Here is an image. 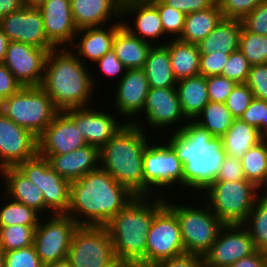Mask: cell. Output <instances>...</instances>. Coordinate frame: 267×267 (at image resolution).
<instances>
[{
  "instance_id": "cell-1",
  "label": "cell",
  "mask_w": 267,
  "mask_h": 267,
  "mask_svg": "<svg viewBox=\"0 0 267 267\" xmlns=\"http://www.w3.org/2000/svg\"><path fill=\"white\" fill-rule=\"evenodd\" d=\"M183 124L172 131L167 142L183 163V187L202 192L220 172L226 155L223 141L193 120Z\"/></svg>"
},
{
  "instance_id": "cell-2",
  "label": "cell",
  "mask_w": 267,
  "mask_h": 267,
  "mask_svg": "<svg viewBox=\"0 0 267 267\" xmlns=\"http://www.w3.org/2000/svg\"><path fill=\"white\" fill-rule=\"evenodd\" d=\"M135 197L99 167L71 182L66 215L78 225L105 226Z\"/></svg>"
},
{
  "instance_id": "cell-3",
  "label": "cell",
  "mask_w": 267,
  "mask_h": 267,
  "mask_svg": "<svg viewBox=\"0 0 267 267\" xmlns=\"http://www.w3.org/2000/svg\"><path fill=\"white\" fill-rule=\"evenodd\" d=\"M155 196H136L105 225L122 266L146 267L147 234L165 204L164 195Z\"/></svg>"
},
{
  "instance_id": "cell-4",
  "label": "cell",
  "mask_w": 267,
  "mask_h": 267,
  "mask_svg": "<svg viewBox=\"0 0 267 267\" xmlns=\"http://www.w3.org/2000/svg\"><path fill=\"white\" fill-rule=\"evenodd\" d=\"M87 67L70 47L48 52L40 87L59 111L90 106L95 80Z\"/></svg>"
},
{
  "instance_id": "cell-5",
  "label": "cell",
  "mask_w": 267,
  "mask_h": 267,
  "mask_svg": "<svg viewBox=\"0 0 267 267\" xmlns=\"http://www.w3.org/2000/svg\"><path fill=\"white\" fill-rule=\"evenodd\" d=\"M139 122L127 121L99 150L100 168L135 196H143L144 150L150 143Z\"/></svg>"
},
{
  "instance_id": "cell-6",
  "label": "cell",
  "mask_w": 267,
  "mask_h": 267,
  "mask_svg": "<svg viewBox=\"0 0 267 267\" xmlns=\"http://www.w3.org/2000/svg\"><path fill=\"white\" fill-rule=\"evenodd\" d=\"M1 111L14 123L39 137L59 110L40 86H22L4 99Z\"/></svg>"
},
{
  "instance_id": "cell-7",
  "label": "cell",
  "mask_w": 267,
  "mask_h": 267,
  "mask_svg": "<svg viewBox=\"0 0 267 267\" xmlns=\"http://www.w3.org/2000/svg\"><path fill=\"white\" fill-rule=\"evenodd\" d=\"M260 190L247 180L214 181L205 193L207 205L224 224H242L249 216Z\"/></svg>"
},
{
  "instance_id": "cell-8",
  "label": "cell",
  "mask_w": 267,
  "mask_h": 267,
  "mask_svg": "<svg viewBox=\"0 0 267 267\" xmlns=\"http://www.w3.org/2000/svg\"><path fill=\"white\" fill-rule=\"evenodd\" d=\"M165 199V204L176 214L180 225L185 253L203 256L210 250L224 223L206 204L202 207L179 205ZM198 207V208H197Z\"/></svg>"
},
{
  "instance_id": "cell-9",
  "label": "cell",
  "mask_w": 267,
  "mask_h": 267,
  "mask_svg": "<svg viewBox=\"0 0 267 267\" xmlns=\"http://www.w3.org/2000/svg\"><path fill=\"white\" fill-rule=\"evenodd\" d=\"M67 260L72 267H121L106 226L78 225Z\"/></svg>"
},
{
  "instance_id": "cell-10",
  "label": "cell",
  "mask_w": 267,
  "mask_h": 267,
  "mask_svg": "<svg viewBox=\"0 0 267 267\" xmlns=\"http://www.w3.org/2000/svg\"><path fill=\"white\" fill-rule=\"evenodd\" d=\"M151 142L150 139L144 150L143 196H154V193L157 196V188H172L176 183L183 188V163L174 149L167 141L160 144Z\"/></svg>"
},
{
  "instance_id": "cell-11",
  "label": "cell",
  "mask_w": 267,
  "mask_h": 267,
  "mask_svg": "<svg viewBox=\"0 0 267 267\" xmlns=\"http://www.w3.org/2000/svg\"><path fill=\"white\" fill-rule=\"evenodd\" d=\"M17 168L42 192L47 214H66L70 204L71 182L58 175L47 158L37 154Z\"/></svg>"
},
{
  "instance_id": "cell-12",
  "label": "cell",
  "mask_w": 267,
  "mask_h": 267,
  "mask_svg": "<svg viewBox=\"0 0 267 267\" xmlns=\"http://www.w3.org/2000/svg\"><path fill=\"white\" fill-rule=\"evenodd\" d=\"M185 254L176 214L164 204L154 215L147 234L146 267Z\"/></svg>"
},
{
  "instance_id": "cell-13",
  "label": "cell",
  "mask_w": 267,
  "mask_h": 267,
  "mask_svg": "<svg viewBox=\"0 0 267 267\" xmlns=\"http://www.w3.org/2000/svg\"><path fill=\"white\" fill-rule=\"evenodd\" d=\"M48 216L47 220H39L33 242L44 266L67 259L73 233L78 227V224L66 214Z\"/></svg>"
},
{
  "instance_id": "cell-14",
  "label": "cell",
  "mask_w": 267,
  "mask_h": 267,
  "mask_svg": "<svg viewBox=\"0 0 267 267\" xmlns=\"http://www.w3.org/2000/svg\"><path fill=\"white\" fill-rule=\"evenodd\" d=\"M257 250L242 224H224L210 250L204 255V267H229Z\"/></svg>"
},
{
  "instance_id": "cell-15",
  "label": "cell",
  "mask_w": 267,
  "mask_h": 267,
  "mask_svg": "<svg viewBox=\"0 0 267 267\" xmlns=\"http://www.w3.org/2000/svg\"><path fill=\"white\" fill-rule=\"evenodd\" d=\"M38 154V137L0 110V170L17 167Z\"/></svg>"
},
{
  "instance_id": "cell-16",
  "label": "cell",
  "mask_w": 267,
  "mask_h": 267,
  "mask_svg": "<svg viewBox=\"0 0 267 267\" xmlns=\"http://www.w3.org/2000/svg\"><path fill=\"white\" fill-rule=\"evenodd\" d=\"M50 50L9 41L3 64L22 86H40Z\"/></svg>"
},
{
  "instance_id": "cell-17",
  "label": "cell",
  "mask_w": 267,
  "mask_h": 267,
  "mask_svg": "<svg viewBox=\"0 0 267 267\" xmlns=\"http://www.w3.org/2000/svg\"><path fill=\"white\" fill-rule=\"evenodd\" d=\"M86 145L75 121L65 111H59L38 137V154L48 159L51 155L68 154Z\"/></svg>"
},
{
  "instance_id": "cell-18",
  "label": "cell",
  "mask_w": 267,
  "mask_h": 267,
  "mask_svg": "<svg viewBox=\"0 0 267 267\" xmlns=\"http://www.w3.org/2000/svg\"><path fill=\"white\" fill-rule=\"evenodd\" d=\"M0 26L9 41L30 44L37 48L55 49L48 41L43 18L37 7L23 6L0 19Z\"/></svg>"
},
{
  "instance_id": "cell-19",
  "label": "cell",
  "mask_w": 267,
  "mask_h": 267,
  "mask_svg": "<svg viewBox=\"0 0 267 267\" xmlns=\"http://www.w3.org/2000/svg\"><path fill=\"white\" fill-rule=\"evenodd\" d=\"M76 123L88 145L97 147L99 150L117 133L126 123L121 124L116 116L105 111L80 107L65 111ZM114 116V117H113Z\"/></svg>"
},
{
  "instance_id": "cell-20",
  "label": "cell",
  "mask_w": 267,
  "mask_h": 267,
  "mask_svg": "<svg viewBox=\"0 0 267 267\" xmlns=\"http://www.w3.org/2000/svg\"><path fill=\"white\" fill-rule=\"evenodd\" d=\"M37 8L42 14L48 41L55 48L72 45L78 29L73 19L70 0H46Z\"/></svg>"
},
{
  "instance_id": "cell-21",
  "label": "cell",
  "mask_w": 267,
  "mask_h": 267,
  "mask_svg": "<svg viewBox=\"0 0 267 267\" xmlns=\"http://www.w3.org/2000/svg\"><path fill=\"white\" fill-rule=\"evenodd\" d=\"M141 113H144L149 127L158 128L159 131L171 124H181L183 120L186 124L188 120L182 112L176 88L150 87Z\"/></svg>"
},
{
  "instance_id": "cell-22",
  "label": "cell",
  "mask_w": 267,
  "mask_h": 267,
  "mask_svg": "<svg viewBox=\"0 0 267 267\" xmlns=\"http://www.w3.org/2000/svg\"><path fill=\"white\" fill-rule=\"evenodd\" d=\"M149 84L143 69H127L125 75L117 82L115 90V107L120 116L134 118L144 109L149 92ZM128 116V117H127Z\"/></svg>"
},
{
  "instance_id": "cell-23",
  "label": "cell",
  "mask_w": 267,
  "mask_h": 267,
  "mask_svg": "<svg viewBox=\"0 0 267 267\" xmlns=\"http://www.w3.org/2000/svg\"><path fill=\"white\" fill-rule=\"evenodd\" d=\"M132 14L136 19L134 25L122 22L132 35L150 44H154L152 40L165 36L159 11L150 0H122V17Z\"/></svg>"
},
{
  "instance_id": "cell-24",
  "label": "cell",
  "mask_w": 267,
  "mask_h": 267,
  "mask_svg": "<svg viewBox=\"0 0 267 267\" xmlns=\"http://www.w3.org/2000/svg\"><path fill=\"white\" fill-rule=\"evenodd\" d=\"M77 29L107 26L122 16V0H70ZM113 20V21H112Z\"/></svg>"
},
{
  "instance_id": "cell-25",
  "label": "cell",
  "mask_w": 267,
  "mask_h": 267,
  "mask_svg": "<svg viewBox=\"0 0 267 267\" xmlns=\"http://www.w3.org/2000/svg\"><path fill=\"white\" fill-rule=\"evenodd\" d=\"M48 161L58 175L72 182L100 167L99 149L86 145L68 154L51 155Z\"/></svg>"
},
{
  "instance_id": "cell-26",
  "label": "cell",
  "mask_w": 267,
  "mask_h": 267,
  "mask_svg": "<svg viewBox=\"0 0 267 267\" xmlns=\"http://www.w3.org/2000/svg\"><path fill=\"white\" fill-rule=\"evenodd\" d=\"M123 26L122 21H116L108 28L103 26L87 27L77 31L72 46H76L75 53L78 58L85 64L86 59L96 63L110 49L113 48V42L116 32ZM81 36V37H80ZM77 38V39H76ZM78 38L80 42L77 41ZM76 40V42H75ZM83 58V59H82Z\"/></svg>"
},
{
  "instance_id": "cell-27",
  "label": "cell",
  "mask_w": 267,
  "mask_h": 267,
  "mask_svg": "<svg viewBox=\"0 0 267 267\" xmlns=\"http://www.w3.org/2000/svg\"><path fill=\"white\" fill-rule=\"evenodd\" d=\"M4 177L3 184L9 199L33 208L40 215L45 212L43 192L31 182L17 167H7L0 170ZM43 212V214H42Z\"/></svg>"
},
{
  "instance_id": "cell-28",
  "label": "cell",
  "mask_w": 267,
  "mask_h": 267,
  "mask_svg": "<svg viewBox=\"0 0 267 267\" xmlns=\"http://www.w3.org/2000/svg\"><path fill=\"white\" fill-rule=\"evenodd\" d=\"M242 26L239 19L222 18L213 31L198 43L200 54H230L238 50Z\"/></svg>"
},
{
  "instance_id": "cell-29",
  "label": "cell",
  "mask_w": 267,
  "mask_h": 267,
  "mask_svg": "<svg viewBox=\"0 0 267 267\" xmlns=\"http://www.w3.org/2000/svg\"><path fill=\"white\" fill-rule=\"evenodd\" d=\"M164 45L169 52L174 77L178 80L200 74V51L198 44L179 39H168Z\"/></svg>"
},
{
  "instance_id": "cell-30",
  "label": "cell",
  "mask_w": 267,
  "mask_h": 267,
  "mask_svg": "<svg viewBox=\"0 0 267 267\" xmlns=\"http://www.w3.org/2000/svg\"><path fill=\"white\" fill-rule=\"evenodd\" d=\"M176 90L182 112L188 120H194L210 101L206 77L200 74L178 80Z\"/></svg>"
},
{
  "instance_id": "cell-31",
  "label": "cell",
  "mask_w": 267,
  "mask_h": 267,
  "mask_svg": "<svg viewBox=\"0 0 267 267\" xmlns=\"http://www.w3.org/2000/svg\"><path fill=\"white\" fill-rule=\"evenodd\" d=\"M153 44L132 35L124 26L115 34L113 49L127 69H143Z\"/></svg>"
},
{
  "instance_id": "cell-32",
  "label": "cell",
  "mask_w": 267,
  "mask_h": 267,
  "mask_svg": "<svg viewBox=\"0 0 267 267\" xmlns=\"http://www.w3.org/2000/svg\"><path fill=\"white\" fill-rule=\"evenodd\" d=\"M149 87L176 88L177 79L171 67L168 49L164 45H153L143 67Z\"/></svg>"
},
{
  "instance_id": "cell-33",
  "label": "cell",
  "mask_w": 267,
  "mask_h": 267,
  "mask_svg": "<svg viewBox=\"0 0 267 267\" xmlns=\"http://www.w3.org/2000/svg\"><path fill=\"white\" fill-rule=\"evenodd\" d=\"M226 155L241 159L253 146L263 140L260 131L254 126L234 119L227 132L221 137Z\"/></svg>"
},
{
  "instance_id": "cell-34",
  "label": "cell",
  "mask_w": 267,
  "mask_h": 267,
  "mask_svg": "<svg viewBox=\"0 0 267 267\" xmlns=\"http://www.w3.org/2000/svg\"><path fill=\"white\" fill-rule=\"evenodd\" d=\"M222 18L218 3L211 8L187 14L179 40L192 44L200 43L213 31Z\"/></svg>"
},
{
  "instance_id": "cell-35",
  "label": "cell",
  "mask_w": 267,
  "mask_h": 267,
  "mask_svg": "<svg viewBox=\"0 0 267 267\" xmlns=\"http://www.w3.org/2000/svg\"><path fill=\"white\" fill-rule=\"evenodd\" d=\"M241 164L245 179L264 189L267 183V140L251 147L241 158Z\"/></svg>"
},
{
  "instance_id": "cell-36",
  "label": "cell",
  "mask_w": 267,
  "mask_h": 267,
  "mask_svg": "<svg viewBox=\"0 0 267 267\" xmlns=\"http://www.w3.org/2000/svg\"><path fill=\"white\" fill-rule=\"evenodd\" d=\"M234 119L225 103L209 101L193 121L207 129L214 137H222Z\"/></svg>"
},
{
  "instance_id": "cell-37",
  "label": "cell",
  "mask_w": 267,
  "mask_h": 267,
  "mask_svg": "<svg viewBox=\"0 0 267 267\" xmlns=\"http://www.w3.org/2000/svg\"><path fill=\"white\" fill-rule=\"evenodd\" d=\"M242 225L251 236L256 250L267 253V197L261 195L256 199Z\"/></svg>"
},
{
  "instance_id": "cell-38",
  "label": "cell",
  "mask_w": 267,
  "mask_h": 267,
  "mask_svg": "<svg viewBox=\"0 0 267 267\" xmlns=\"http://www.w3.org/2000/svg\"><path fill=\"white\" fill-rule=\"evenodd\" d=\"M7 202L0 209V227L11 225L38 226L41 216L33 208L12 199Z\"/></svg>"
},
{
  "instance_id": "cell-39",
  "label": "cell",
  "mask_w": 267,
  "mask_h": 267,
  "mask_svg": "<svg viewBox=\"0 0 267 267\" xmlns=\"http://www.w3.org/2000/svg\"><path fill=\"white\" fill-rule=\"evenodd\" d=\"M239 50L251 66L267 63V36L247 31L243 26L239 37Z\"/></svg>"
},
{
  "instance_id": "cell-40",
  "label": "cell",
  "mask_w": 267,
  "mask_h": 267,
  "mask_svg": "<svg viewBox=\"0 0 267 267\" xmlns=\"http://www.w3.org/2000/svg\"><path fill=\"white\" fill-rule=\"evenodd\" d=\"M36 228L24 225L0 227V246L6 252L32 246Z\"/></svg>"
},
{
  "instance_id": "cell-41",
  "label": "cell",
  "mask_w": 267,
  "mask_h": 267,
  "mask_svg": "<svg viewBox=\"0 0 267 267\" xmlns=\"http://www.w3.org/2000/svg\"><path fill=\"white\" fill-rule=\"evenodd\" d=\"M150 1L159 11L165 36H168L169 34V36H172V39H179L184 29L186 15L183 12L167 5L163 0Z\"/></svg>"
},
{
  "instance_id": "cell-42",
  "label": "cell",
  "mask_w": 267,
  "mask_h": 267,
  "mask_svg": "<svg viewBox=\"0 0 267 267\" xmlns=\"http://www.w3.org/2000/svg\"><path fill=\"white\" fill-rule=\"evenodd\" d=\"M251 65L244 54L238 49L230 53L229 59L224 66L222 76L235 81L236 83H246Z\"/></svg>"
},
{
  "instance_id": "cell-43",
  "label": "cell",
  "mask_w": 267,
  "mask_h": 267,
  "mask_svg": "<svg viewBox=\"0 0 267 267\" xmlns=\"http://www.w3.org/2000/svg\"><path fill=\"white\" fill-rule=\"evenodd\" d=\"M253 98V93L246 83H237L226 99L225 105L232 116L238 119L247 110Z\"/></svg>"
},
{
  "instance_id": "cell-44",
  "label": "cell",
  "mask_w": 267,
  "mask_h": 267,
  "mask_svg": "<svg viewBox=\"0 0 267 267\" xmlns=\"http://www.w3.org/2000/svg\"><path fill=\"white\" fill-rule=\"evenodd\" d=\"M264 0H217L223 18L242 20Z\"/></svg>"
},
{
  "instance_id": "cell-45",
  "label": "cell",
  "mask_w": 267,
  "mask_h": 267,
  "mask_svg": "<svg viewBox=\"0 0 267 267\" xmlns=\"http://www.w3.org/2000/svg\"><path fill=\"white\" fill-rule=\"evenodd\" d=\"M5 267H44L34 245L6 252Z\"/></svg>"
},
{
  "instance_id": "cell-46",
  "label": "cell",
  "mask_w": 267,
  "mask_h": 267,
  "mask_svg": "<svg viewBox=\"0 0 267 267\" xmlns=\"http://www.w3.org/2000/svg\"><path fill=\"white\" fill-rule=\"evenodd\" d=\"M236 84L235 81L222 75L206 77L209 100L211 102L225 103Z\"/></svg>"
},
{
  "instance_id": "cell-47",
  "label": "cell",
  "mask_w": 267,
  "mask_h": 267,
  "mask_svg": "<svg viewBox=\"0 0 267 267\" xmlns=\"http://www.w3.org/2000/svg\"><path fill=\"white\" fill-rule=\"evenodd\" d=\"M241 22L247 31L267 36V0L256 6Z\"/></svg>"
},
{
  "instance_id": "cell-48",
  "label": "cell",
  "mask_w": 267,
  "mask_h": 267,
  "mask_svg": "<svg viewBox=\"0 0 267 267\" xmlns=\"http://www.w3.org/2000/svg\"><path fill=\"white\" fill-rule=\"evenodd\" d=\"M246 84L254 98L267 101V63L251 66Z\"/></svg>"
},
{
  "instance_id": "cell-49",
  "label": "cell",
  "mask_w": 267,
  "mask_h": 267,
  "mask_svg": "<svg viewBox=\"0 0 267 267\" xmlns=\"http://www.w3.org/2000/svg\"><path fill=\"white\" fill-rule=\"evenodd\" d=\"M266 100L253 98L240 119L257 128L265 139Z\"/></svg>"
},
{
  "instance_id": "cell-50",
  "label": "cell",
  "mask_w": 267,
  "mask_h": 267,
  "mask_svg": "<svg viewBox=\"0 0 267 267\" xmlns=\"http://www.w3.org/2000/svg\"><path fill=\"white\" fill-rule=\"evenodd\" d=\"M230 54L213 53L200 54V75L204 77L221 75Z\"/></svg>"
},
{
  "instance_id": "cell-51",
  "label": "cell",
  "mask_w": 267,
  "mask_h": 267,
  "mask_svg": "<svg viewBox=\"0 0 267 267\" xmlns=\"http://www.w3.org/2000/svg\"><path fill=\"white\" fill-rule=\"evenodd\" d=\"M99 65V70L101 74H105L106 77H116L121 76L119 80L125 75L127 68L118 59L116 51L112 48L103 57H101L97 62ZM123 72V73H122Z\"/></svg>"
},
{
  "instance_id": "cell-52",
  "label": "cell",
  "mask_w": 267,
  "mask_h": 267,
  "mask_svg": "<svg viewBox=\"0 0 267 267\" xmlns=\"http://www.w3.org/2000/svg\"><path fill=\"white\" fill-rule=\"evenodd\" d=\"M246 180L243 174L241 159L225 155L220 172L215 181Z\"/></svg>"
},
{
  "instance_id": "cell-53",
  "label": "cell",
  "mask_w": 267,
  "mask_h": 267,
  "mask_svg": "<svg viewBox=\"0 0 267 267\" xmlns=\"http://www.w3.org/2000/svg\"><path fill=\"white\" fill-rule=\"evenodd\" d=\"M167 5L183 12L185 15L202 11L217 4V0H163Z\"/></svg>"
},
{
  "instance_id": "cell-54",
  "label": "cell",
  "mask_w": 267,
  "mask_h": 267,
  "mask_svg": "<svg viewBox=\"0 0 267 267\" xmlns=\"http://www.w3.org/2000/svg\"><path fill=\"white\" fill-rule=\"evenodd\" d=\"M153 267H204L203 256L185 253L177 257L162 260Z\"/></svg>"
},
{
  "instance_id": "cell-55",
  "label": "cell",
  "mask_w": 267,
  "mask_h": 267,
  "mask_svg": "<svg viewBox=\"0 0 267 267\" xmlns=\"http://www.w3.org/2000/svg\"><path fill=\"white\" fill-rule=\"evenodd\" d=\"M22 85L15 79L9 69L0 63V96L3 99L16 93Z\"/></svg>"
},
{
  "instance_id": "cell-56",
  "label": "cell",
  "mask_w": 267,
  "mask_h": 267,
  "mask_svg": "<svg viewBox=\"0 0 267 267\" xmlns=\"http://www.w3.org/2000/svg\"><path fill=\"white\" fill-rule=\"evenodd\" d=\"M229 267H267V253L257 250L252 255L238 260Z\"/></svg>"
},
{
  "instance_id": "cell-57",
  "label": "cell",
  "mask_w": 267,
  "mask_h": 267,
  "mask_svg": "<svg viewBox=\"0 0 267 267\" xmlns=\"http://www.w3.org/2000/svg\"><path fill=\"white\" fill-rule=\"evenodd\" d=\"M23 6H25L23 0H0V19L18 11Z\"/></svg>"
},
{
  "instance_id": "cell-58",
  "label": "cell",
  "mask_w": 267,
  "mask_h": 267,
  "mask_svg": "<svg viewBox=\"0 0 267 267\" xmlns=\"http://www.w3.org/2000/svg\"><path fill=\"white\" fill-rule=\"evenodd\" d=\"M8 43V37L0 26V63H3L5 60Z\"/></svg>"
},
{
  "instance_id": "cell-59",
  "label": "cell",
  "mask_w": 267,
  "mask_h": 267,
  "mask_svg": "<svg viewBox=\"0 0 267 267\" xmlns=\"http://www.w3.org/2000/svg\"><path fill=\"white\" fill-rule=\"evenodd\" d=\"M44 267H72L67 259L57 261L55 263H50L45 265Z\"/></svg>"
},
{
  "instance_id": "cell-60",
  "label": "cell",
  "mask_w": 267,
  "mask_h": 267,
  "mask_svg": "<svg viewBox=\"0 0 267 267\" xmlns=\"http://www.w3.org/2000/svg\"><path fill=\"white\" fill-rule=\"evenodd\" d=\"M46 0H23L24 5L28 7H38L40 4L45 2Z\"/></svg>"
},
{
  "instance_id": "cell-61",
  "label": "cell",
  "mask_w": 267,
  "mask_h": 267,
  "mask_svg": "<svg viewBox=\"0 0 267 267\" xmlns=\"http://www.w3.org/2000/svg\"><path fill=\"white\" fill-rule=\"evenodd\" d=\"M6 251L0 246V267H5Z\"/></svg>"
},
{
  "instance_id": "cell-62",
  "label": "cell",
  "mask_w": 267,
  "mask_h": 267,
  "mask_svg": "<svg viewBox=\"0 0 267 267\" xmlns=\"http://www.w3.org/2000/svg\"><path fill=\"white\" fill-rule=\"evenodd\" d=\"M265 140H267V101H266V115H265Z\"/></svg>"
},
{
  "instance_id": "cell-63",
  "label": "cell",
  "mask_w": 267,
  "mask_h": 267,
  "mask_svg": "<svg viewBox=\"0 0 267 267\" xmlns=\"http://www.w3.org/2000/svg\"><path fill=\"white\" fill-rule=\"evenodd\" d=\"M3 101H4V99L0 96V110H1V107H2V104H3Z\"/></svg>"
},
{
  "instance_id": "cell-64",
  "label": "cell",
  "mask_w": 267,
  "mask_h": 267,
  "mask_svg": "<svg viewBox=\"0 0 267 267\" xmlns=\"http://www.w3.org/2000/svg\"><path fill=\"white\" fill-rule=\"evenodd\" d=\"M267 187V183H266V185L264 186V188H266ZM265 191H266V194L264 193V194H262L261 193V195H263V196H265V197H267V188L266 189H264Z\"/></svg>"
},
{
  "instance_id": "cell-65",
  "label": "cell",
  "mask_w": 267,
  "mask_h": 267,
  "mask_svg": "<svg viewBox=\"0 0 267 267\" xmlns=\"http://www.w3.org/2000/svg\"><path fill=\"white\" fill-rule=\"evenodd\" d=\"M121 267H137V266H121Z\"/></svg>"
}]
</instances>
